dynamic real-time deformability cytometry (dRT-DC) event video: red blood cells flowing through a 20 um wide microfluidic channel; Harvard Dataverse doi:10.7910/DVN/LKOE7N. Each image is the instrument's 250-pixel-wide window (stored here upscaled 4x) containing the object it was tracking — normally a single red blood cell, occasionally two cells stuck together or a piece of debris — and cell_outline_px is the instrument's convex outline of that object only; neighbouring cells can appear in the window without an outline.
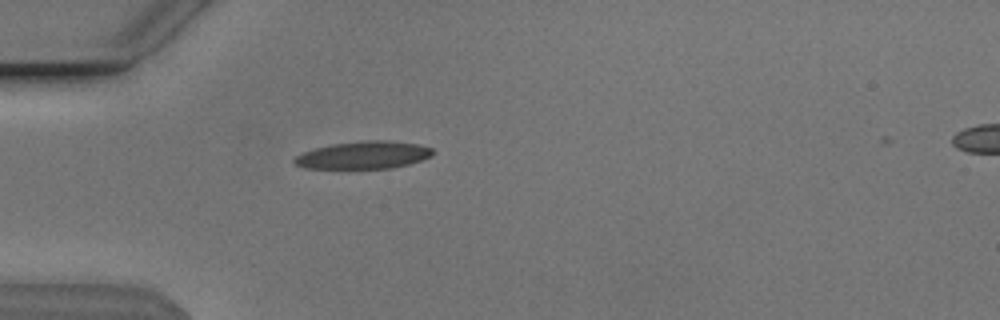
{"species": "Egyptian fruit bat (a non-hibernating species)", "species_latin": "Rousettus aegyptiacus", "temperature_condition": "cold", "stored_images_in_passage": 37, "camera_frame_rate_fps": 3000, "um_per_image_px": 0.085, "animal": {"sex": "male"}, "frame": {"image": 1, "passage_image": 1, "time_ms": 0.0, "image_size_px": [1000, 320], "cell_outline_px": [[432, 156], [408, 164], [392, 168], [308, 168], [296, 164], [292, 160], [296, 156], [304, 152], [316, 148], [332, 144], [368, 140], [388, 140], [416, 144], [432, 148]], "centroid_in_image_um": [30.91, 13.18], "position_along_channel_um": 54.1, "area_um2": 21.85}}
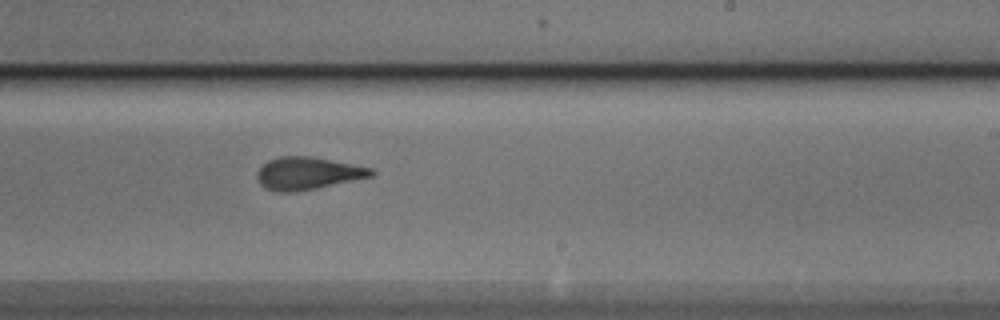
{"frame": {"image": 2, "passage_image": 18, "time_ms": 5.667, "image_size_px": [1000, 320], "cell_outline_px": [[376, 172], [372, 176], [316, 188], [292, 192], [276, 192], [264, 188], [260, 184], [256, 176], [256, 172], [268, 160], [280, 156], [308, 156], [372, 168]], "centroid_in_image_um": [26.11, 14.74], "position_along_channel_um": 262.9, "area_um2": 21.39}}
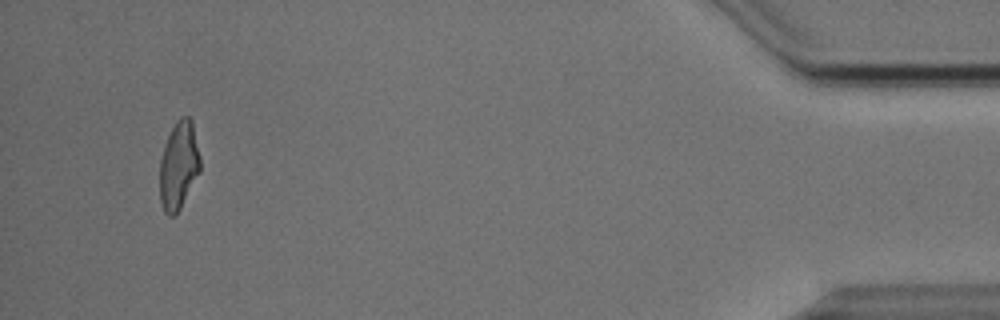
{"frame": {"image": 3, "passage_image": 36, "time_ms": 11.667, "image_size_px": [1000, 320], "cell_outline_px": [[200, 172], [180, 208], [172, 216], [168, 216], [164, 212], [160, 200], [160, 160], [168, 136], [176, 120], [180, 116], [188, 116], [192, 120], [200, 156]], "centroid_in_image_um": [15.2, 14.05], "position_along_channel_um": 420.0, "area_um2": 20.63}}